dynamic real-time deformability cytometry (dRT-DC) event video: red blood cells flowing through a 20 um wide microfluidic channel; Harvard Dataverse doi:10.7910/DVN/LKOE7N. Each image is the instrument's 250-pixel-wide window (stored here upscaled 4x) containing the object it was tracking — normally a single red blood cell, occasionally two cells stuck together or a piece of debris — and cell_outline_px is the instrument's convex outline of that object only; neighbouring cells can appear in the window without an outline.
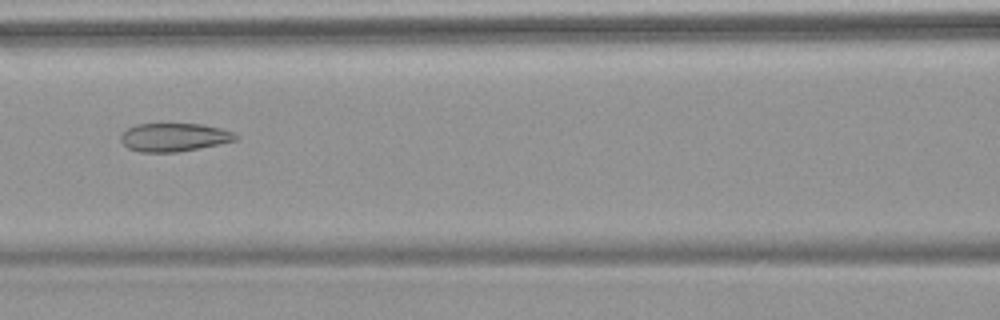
{"species": "common noctule bat (a hibernating species)", "species_latin": "Nyctalus noctula", "temperature_condition": "warm", "stored_images_in_passage": 8, "camera_frame_rate_fps": 3000, "um_per_image_px": 0.085, "animal": {"sex": "female", "body_mass_g": 18.4}, "frame": {"image": 1, "passage_image": 7, "time_ms": 7.0, "image_size_px": [1000, 320], "cell_outline_px": [[240, 136], [236, 140], [220, 144], [176, 152], [140, 152], [128, 148], [120, 140], [120, 136], [128, 128], [136, 124], [204, 124], [220, 128], [232, 132]], "centroid_in_image_um": [14.8, 11.66], "position_along_channel_um": 151.8, "area_um2": 18.9}}
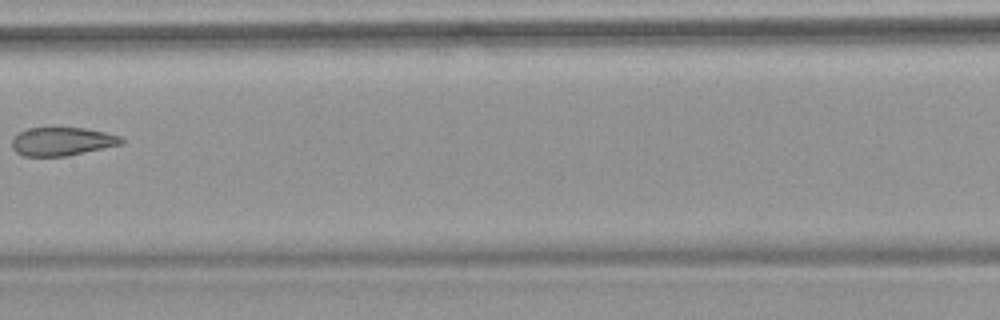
{"frame": {"image": 2, "passage_image": 8, "time_ms": 8.333, "image_size_px": [1000, 320], "cell_outline_px": [[124, 144], [68, 156], [20, 156], [12, 148], [12, 140], [20, 132], [28, 128], [84, 128], [104, 132], [120, 136], [124, 140]], "centroid_in_image_um": [5.29, 12.04], "position_along_channel_um": 202.1, "area_um2": 18.15}}